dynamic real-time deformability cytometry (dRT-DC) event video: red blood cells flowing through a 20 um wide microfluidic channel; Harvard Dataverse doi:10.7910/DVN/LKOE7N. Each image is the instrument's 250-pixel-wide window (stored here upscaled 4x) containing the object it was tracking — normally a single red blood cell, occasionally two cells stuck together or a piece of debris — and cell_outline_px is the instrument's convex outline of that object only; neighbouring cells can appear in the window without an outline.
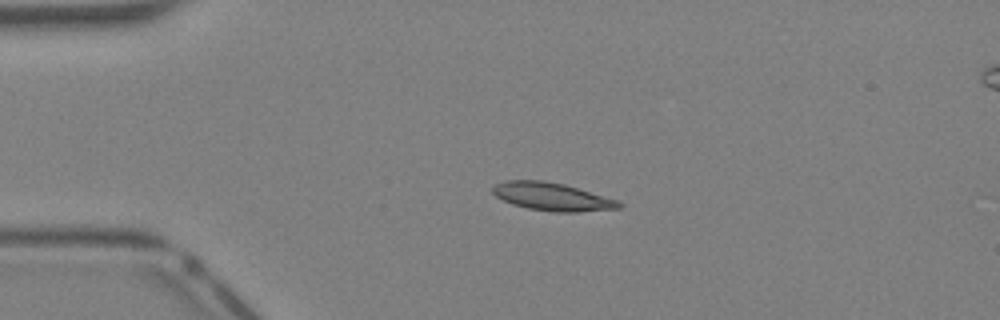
{"species": "Egyptian fruit bat (a non-hibernating species)", "species_latin": "Rousettus aegyptiacus", "temperature_condition": "warm", "stored_images_in_passage": 32, "camera_frame_rate_fps": 3000, "um_per_image_px": 0.085, "animal": {"sex": "female"}, "frame": {"image": 1, "passage_image": 1, "time_ms": 0.0, "image_size_px": [1000, 320], "cell_outline_px": [[624, 204], [620, 208], [576, 212], [556, 212], [528, 208], [512, 204], [496, 196], [492, 192], [492, 188], [496, 184], [504, 180], [544, 180], [564, 184], [620, 200]], "centroid_in_image_um": [46.96, 16.71], "position_along_channel_um": 38.0, "area_um2": 20.63}}
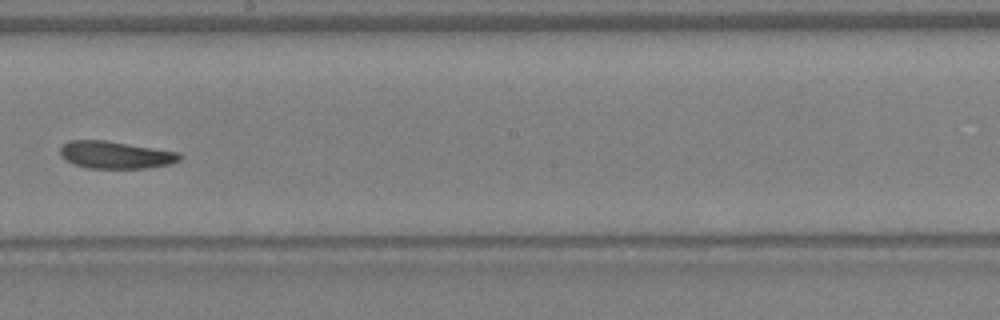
{"frame": {"image": 2, "passage_image": 15, "time_ms": 4.667, "image_size_px": [1000, 320], "cell_outline_px": [[184, 156], [180, 160], [168, 164], [144, 168], [88, 168], [72, 164], [64, 160], [60, 156], [60, 148], [68, 140], [104, 140], [180, 152]], "centroid_in_image_um": [9.79, 13.16], "position_along_channel_um": 238.4, "area_um2": 19.13}}
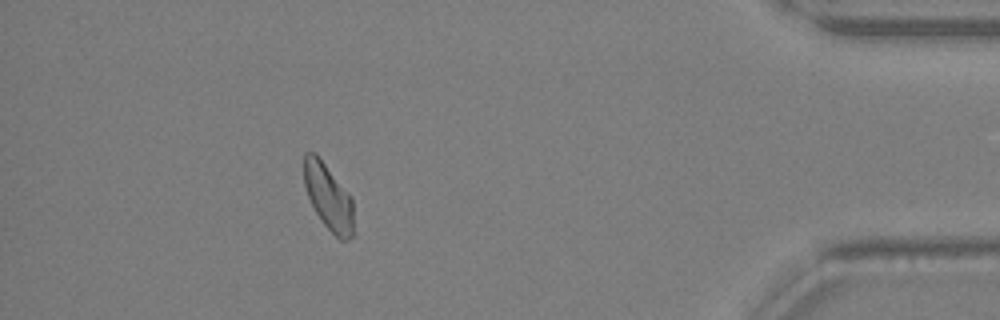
{"frame": {"image": 3, "passage_image": 28, "time_ms": 9.0, "image_size_px": [1000, 320], "cell_outline_px": [[352, 236], [348, 240], [340, 240], [324, 224], [316, 212], [308, 196], [304, 184], [304, 152], [316, 152], [352, 196]], "centroid_in_image_um": [27.9, 16.69], "position_along_channel_um": 407.3, "area_um2": 19.02}}